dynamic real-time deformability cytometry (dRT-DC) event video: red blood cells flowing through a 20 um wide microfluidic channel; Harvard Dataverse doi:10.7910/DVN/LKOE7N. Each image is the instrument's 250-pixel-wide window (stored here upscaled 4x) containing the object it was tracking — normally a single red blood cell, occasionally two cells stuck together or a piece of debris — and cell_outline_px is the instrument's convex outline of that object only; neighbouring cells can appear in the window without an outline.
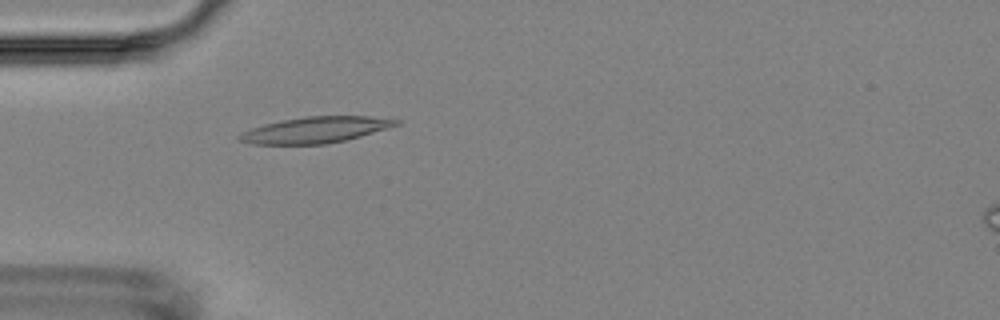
{"species": "Egyptian fruit bat (a non-hibernating species)", "species_latin": "Rousettus aegyptiacus", "temperature_condition": "room temperature", "stored_images_in_passage": 1, "camera_frame_rate_fps": 3000, "um_per_image_px": 0.085, "animal": {"sex": "female"}, "frame": {"image": 1, "passage_image": 1, "time_ms": 0.0, "image_size_px": [1000, 320], "cell_outline_px": [[400, 124], [360, 136], [344, 140], [324, 144], [252, 144], [240, 140], [236, 136], [240, 132], [264, 124], [304, 116], [372, 116], [400, 120]], "centroid_in_image_um": [26.79, 11.03], "position_along_channel_um": 58.2, "area_um2": 23.64}}